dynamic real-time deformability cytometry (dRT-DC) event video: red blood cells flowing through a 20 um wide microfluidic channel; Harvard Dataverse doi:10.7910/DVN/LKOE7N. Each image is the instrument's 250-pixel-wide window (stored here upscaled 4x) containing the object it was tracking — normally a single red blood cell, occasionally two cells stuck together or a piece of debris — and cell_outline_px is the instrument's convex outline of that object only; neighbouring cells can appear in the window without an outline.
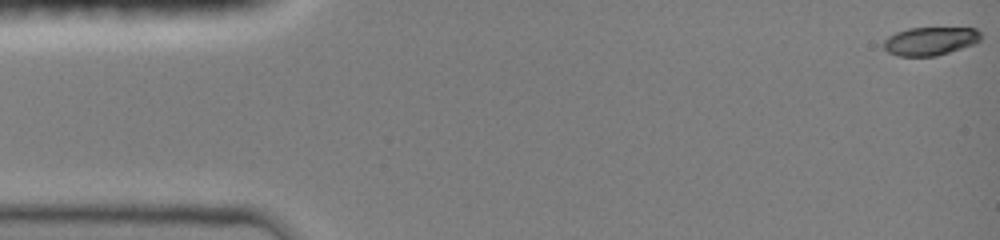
{"species": "common noctule bat (a hibernating species)", "species_latin": "Nyctalus noctula", "temperature_condition": "room temperature", "stored_images_in_passage": 46, "camera_frame_rate_fps": 3000, "um_per_image_px": 0.085, "animal": {"sex": "female", "body_mass_g": 19.0, "forearm_length_mm": 51.5}, "frame": {"image": 1, "passage_image": 1, "time_ms": 0.0, "image_size_px": [1000, 240], "cell_outline_px": [[980, 40], [976, 44], [936, 56], [896, 56], [888, 52], [884, 48], [884, 40], [888, 36], [896, 32], [908, 28], [976, 28], [980, 32]], "centroid_in_image_um": [79.07, 3.5], "position_along_channel_um": 5.9, "area_um2": 16.13}}
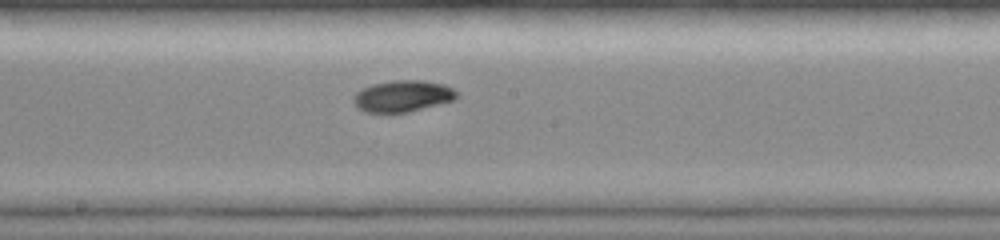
{"frame": {"image": 2, "passage_image": 26, "time_ms": 8.333, "image_size_px": [1000, 240], "cell_outline_px": [[456, 100], [408, 112], [364, 112], [356, 108], [352, 100], [352, 96], [356, 92], [372, 84], [392, 80], [424, 80], [444, 84], [452, 88], [456, 92]], "centroid_in_image_um": [34.2, 8.17], "position_along_channel_um": 214.0, "area_um2": 19.07}}
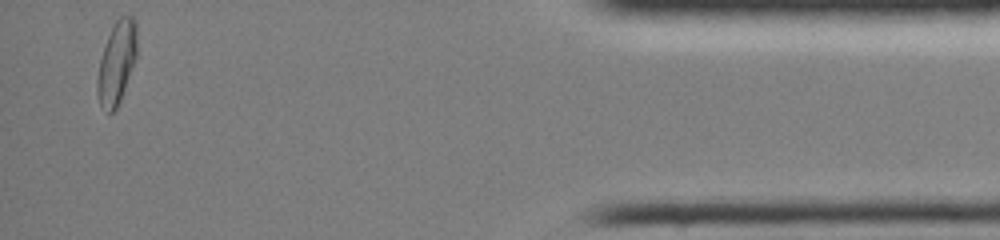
{"frame": {"image": 3, "passage_image": 46, "time_ms": 15.0, "image_size_px": [1000, 240], "cell_outline_px": [[136, 56], [120, 100], [116, 108], [112, 112], [108, 112], [100, 104], [96, 92], [96, 80], [100, 60], [104, 44], [116, 20], [120, 16], [132, 16], [136, 20]], "centroid_in_image_um": [9.9, 5.3], "position_along_channel_um": 425.3, "area_um2": 18.79}, "authors_computed_cell_mechanics": {"area_um2": 18.3226, "velocity_mm_per_s": 4.0438, "shape_relaxation_time_tau1_ms": 5.5305, "shape_relaxation_time_tau2_ms": 4.74, "deformation_change_tau1": 0.1939, "deformation_change_tau2": 0.0529}}